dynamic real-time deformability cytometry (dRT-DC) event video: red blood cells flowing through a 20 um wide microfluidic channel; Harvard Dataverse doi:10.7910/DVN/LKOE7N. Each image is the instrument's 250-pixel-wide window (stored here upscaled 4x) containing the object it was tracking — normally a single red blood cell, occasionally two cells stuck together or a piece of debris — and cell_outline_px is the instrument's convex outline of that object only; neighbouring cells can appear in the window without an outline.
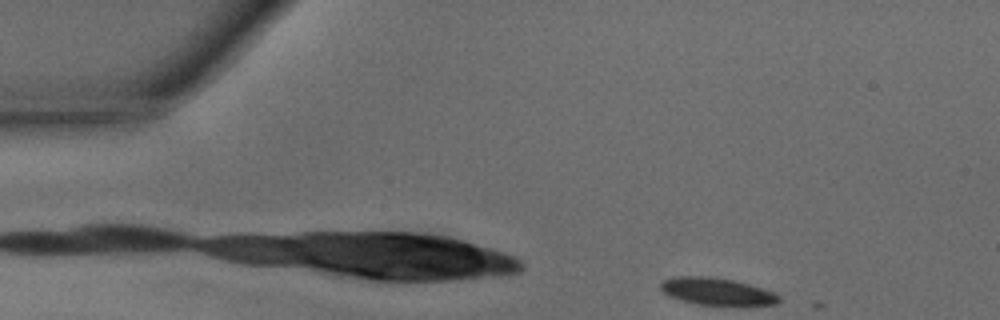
{"species": "common noctule bat (a hibernating species)", "species_latin": "Nyctalus noctula", "temperature_condition": "warm", "stored_images_in_passage": 2, "camera_frame_rate_fps": 3000, "um_per_image_px": 0.085, "animal": {"sex": "male", "body_mass_g": 15.6}, "frame": {"image": 1, "passage_image": 2, "time_ms": 0.333, "image_size_px": [1000, 320], "cell_outline_px": [[780, 300], [776, 304], [700, 304], [668, 296], [660, 288], [660, 284], [664, 280], [676, 276], [704, 276], [732, 280], [748, 284], [772, 292], [780, 296]], "centroid_in_image_um": [60.88, 24.75], "position_along_channel_um": 24.1, "area_um2": 18.03}}